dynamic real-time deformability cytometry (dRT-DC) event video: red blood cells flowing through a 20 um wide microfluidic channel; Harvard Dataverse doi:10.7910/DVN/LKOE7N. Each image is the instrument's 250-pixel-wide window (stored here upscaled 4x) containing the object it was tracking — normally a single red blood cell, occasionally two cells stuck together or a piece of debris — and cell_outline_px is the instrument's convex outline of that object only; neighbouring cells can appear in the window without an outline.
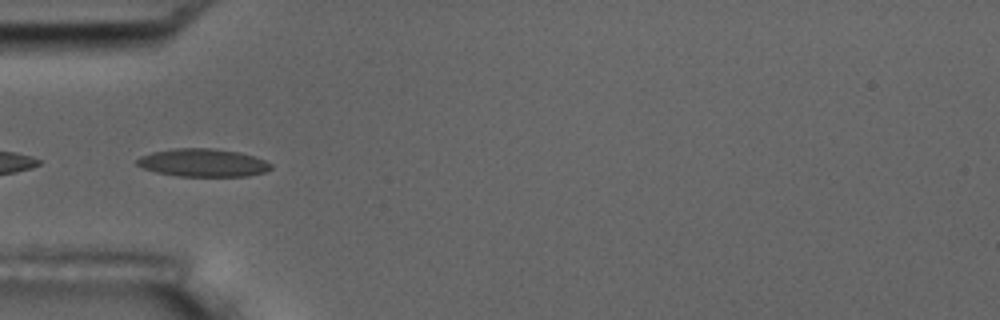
{"species": "common noctule bat (a hibernating species)", "species_latin": "Nyctalus noctula", "temperature_condition": "room temperature", "stored_images_in_passage": 11, "camera_frame_rate_fps": 3000, "um_per_image_px": 0.085, "animal": {"sex": "male", "body_mass_g": 17.5, "forearm_length_mm": 52.3}, "frame": {"image": 1, "passage_image": 5, "time_ms": 4.333, "image_size_px": [1000, 320], "cell_outline_px": [[272, 168], [264, 172], [248, 176], [176, 176], [156, 172], [144, 168], [136, 164], [136, 160], [140, 156], [152, 152], [176, 148], [212, 148], [240, 152], [264, 160], [272, 164]], "centroid_in_image_um": [17.24, 13.83], "position_along_channel_um": 67.8, "area_um2": 21.79}}
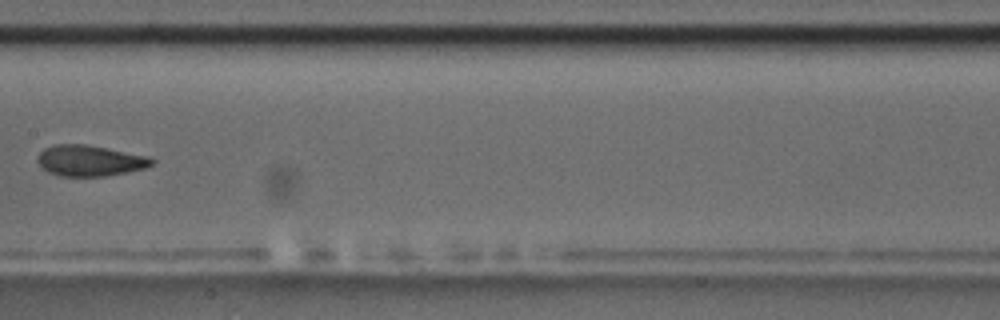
{"frame": {"image": 2, "passage_image": 8, "time_ms": 8.0, "image_size_px": [1000, 320], "cell_outline_px": [[156, 160], [152, 164], [144, 168], [128, 172], [104, 176], [60, 176], [48, 172], [36, 160], [40, 152], [44, 148], [56, 144], [84, 144], [152, 156]], "centroid_in_image_um": [7.67, 13.65], "position_along_channel_um": 199.7, "area_um2": 20.63}}
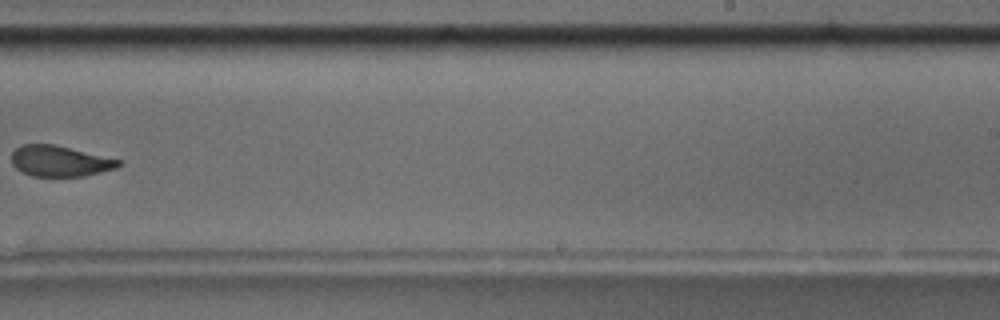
{"frame": {"image": 3, "passage_image": 10, "time_ms": 10.333, "image_size_px": [1000, 320], "cell_outline_px": [[120, 164], [116, 168], [84, 176], [32, 176], [20, 172], [12, 164], [12, 152], [20, 144], [56, 144], [120, 160]], "centroid_in_image_um": [5.04, 13.68], "position_along_channel_um": 284.0, "area_um2": 19.19}}